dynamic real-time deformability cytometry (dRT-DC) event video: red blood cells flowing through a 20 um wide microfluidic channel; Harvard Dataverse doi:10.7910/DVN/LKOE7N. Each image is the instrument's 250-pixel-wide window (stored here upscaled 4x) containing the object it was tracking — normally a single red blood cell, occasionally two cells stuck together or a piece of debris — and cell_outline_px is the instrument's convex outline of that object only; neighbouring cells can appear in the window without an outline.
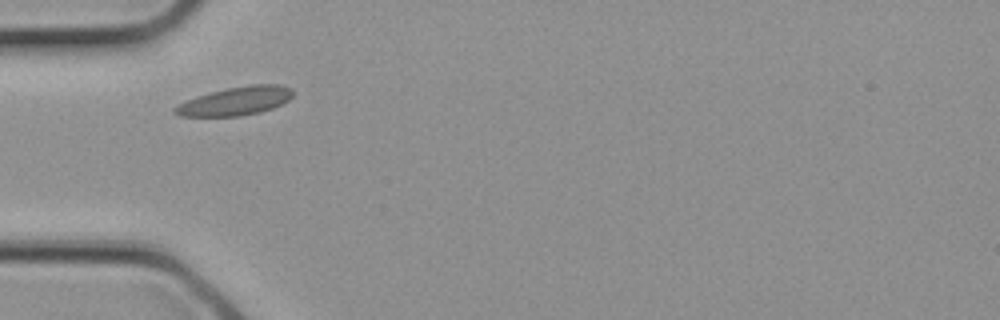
{"species": "common noctule bat (a hibernating species)", "species_latin": "Nyctalus noctula", "temperature_condition": "cold", "stored_images_in_passage": 1, "camera_frame_rate_fps": 3000, "um_per_image_px": 0.085, "animal": {"sex": "female", "body_mass_g": 21.9}, "frame": {"image": 1, "passage_image": 1, "time_ms": 0.0, "image_size_px": [1000, 320], "cell_outline_px": [[292, 96], [288, 100], [272, 108], [260, 112], [240, 116], [180, 116], [172, 112], [172, 108], [196, 96], [228, 88], [252, 84], [280, 84], [292, 88]], "centroid_in_image_um": [20.02, 8.59], "position_along_channel_um": 65.0, "area_um2": 19.42}}